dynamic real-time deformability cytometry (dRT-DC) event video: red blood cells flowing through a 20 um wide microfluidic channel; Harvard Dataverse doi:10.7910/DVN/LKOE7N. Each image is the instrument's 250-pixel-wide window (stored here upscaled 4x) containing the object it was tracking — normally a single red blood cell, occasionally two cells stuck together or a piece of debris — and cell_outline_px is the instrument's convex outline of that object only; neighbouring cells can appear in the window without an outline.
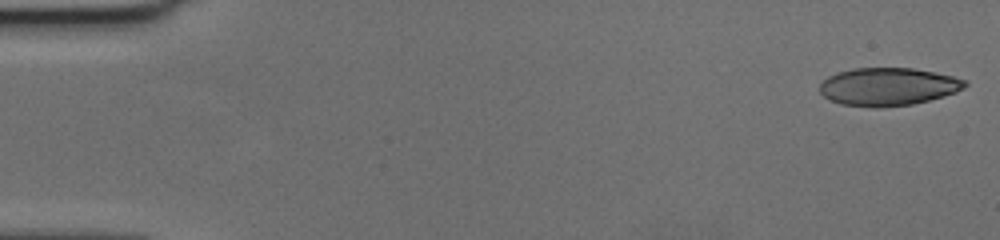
{"species": "human", "species_latin": "Homo sapiens", "temperature_condition": "cold", "stored_images_in_passage": 56, "camera_frame_rate_fps": 3000, "um_per_image_px": 0.085, "donor": {"sex": "female"}, "frame": {"image": 1, "passage_image": 1, "time_ms": 0.0, "image_size_px": [1000, 240], "cell_outline_px": [[968, 84], [964, 88], [956, 92], [944, 96], [912, 104], [880, 108], [872, 108], [840, 104], [828, 100], [820, 92], [820, 84], [828, 76], [836, 72], [852, 68], [912, 68], [952, 76], [968, 80]], "centroid_in_image_um": [75.46, 7.37], "position_along_channel_um": 9.5, "area_um2": 32.31}}
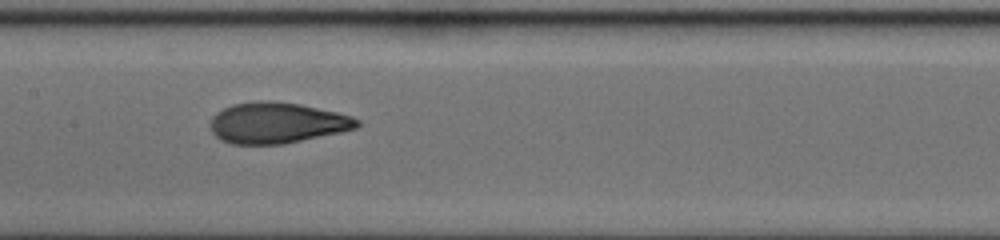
{"frame": {"image": 2, "passage_image": 28, "time_ms": 9.0, "image_size_px": [1000, 240], "cell_outline_px": [[360, 124], [356, 128], [340, 132], [284, 144], [232, 144], [220, 140], [212, 132], [208, 124], [212, 116], [216, 112], [232, 104], [260, 100], [272, 100], [300, 104], [336, 112], [352, 116], [360, 120]], "centroid_in_image_um": [23.5, 10.44], "position_along_channel_um": 183.9, "area_um2": 35.2}}
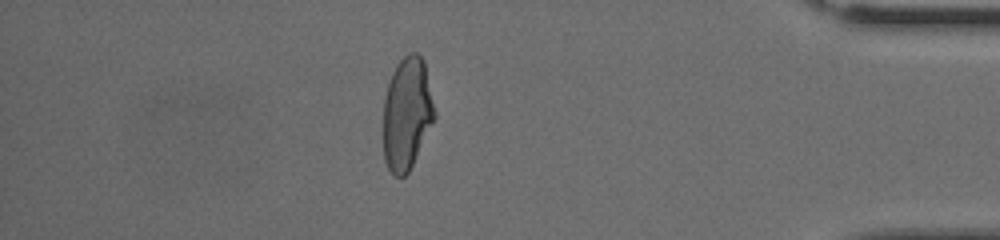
{"frame": {"image": 3, "passage_image": 49, "time_ms": 16.0, "image_size_px": [1000, 240], "cell_outline_px": [[436, 116], [408, 172], [404, 176], [396, 176], [388, 168], [384, 160], [384, 96], [392, 72], [396, 64], [408, 52], [416, 52], [424, 60], [436, 112]], "centroid_in_image_um": [34.59, 9.61], "position_along_channel_um": 400.6, "area_um2": 33.47}, "authors_computed_cell_mechanics": {"area_um2": 34.5355, "velocity_mm_per_s": 3.6521, "shape_relaxation_time_tau1_ms": 5.79, "shape_relaxation_time_tau2_ms": 1.2274, "deformation_change_tau1": 0.2104, "deformation_change_tau2": 0.0792}}